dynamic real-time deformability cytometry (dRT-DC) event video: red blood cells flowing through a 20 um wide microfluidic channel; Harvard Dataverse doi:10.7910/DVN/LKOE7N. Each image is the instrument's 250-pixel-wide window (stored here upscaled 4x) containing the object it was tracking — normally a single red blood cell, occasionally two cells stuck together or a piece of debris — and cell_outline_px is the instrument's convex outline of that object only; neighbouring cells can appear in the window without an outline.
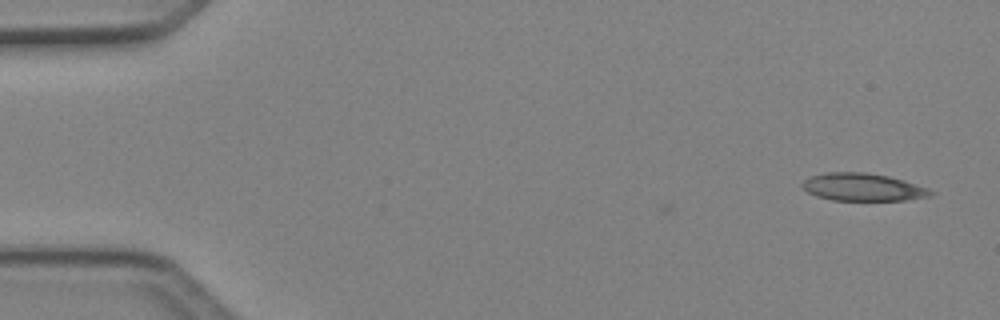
{"species": "Egyptian fruit bat (a non-hibernating species)", "species_latin": "Rousettus aegyptiacus", "temperature_condition": "cold", "stored_images_in_passage": 46, "camera_frame_rate_fps": 3000, "um_per_image_px": 0.085, "animal": {"sex": "female"}, "frame": {"image": 1, "passage_image": 1, "time_ms": 0.0, "image_size_px": [1000, 320], "cell_outline_px": [[936, 192], [932, 196], [904, 200], [832, 200], [816, 196], [808, 192], [800, 184], [804, 180], [812, 176], [828, 172], [864, 172], [888, 176], [904, 180], [928, 188]], "centroid_in_image_um": [73.37, 15.91], "position_along_channel_um": 11.6, "area_um2": 20.63}}
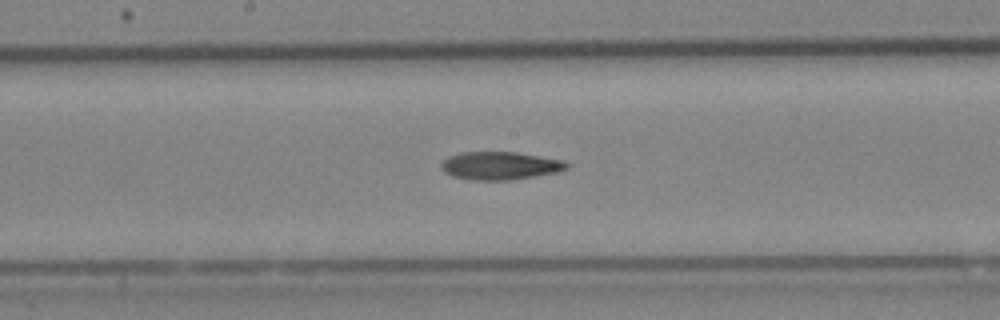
{"frame": {"image": 2, "passage_image": 24, "time_ms": 7.667, "image_size_px": [1000, 320], "cell_outline_px": [[572, 164], [568, 168], [556, 172], [508, 180], [472, 180], [452, 176], [444, 172], [440, 168], [440, 164], [448, 156], [460, 152], [516, 152], [560, 160]], "centroid_in_image_um": [42.45, 14.08], "position_along_channel_um": 205.7, "area_um2": 20.35}}
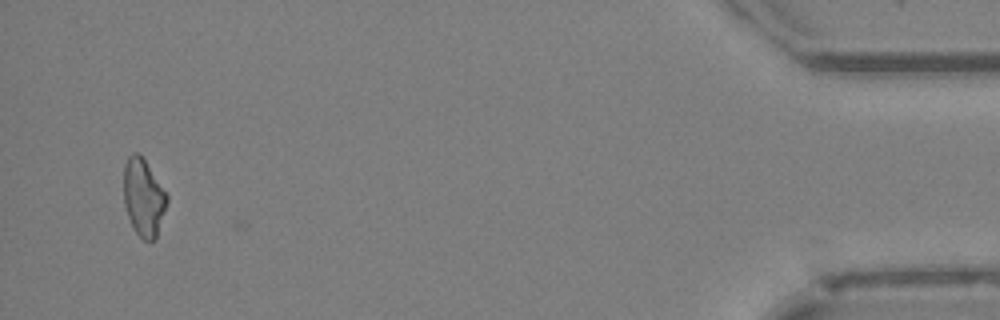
{"frame": {"image": 3, "passage_image": 45, "time_ms": 14.667, "image_size_px": [1000, 320], "cell_outline_px": [[168, 200], [156, 240], [144, 240], [136, 232], [128, 216], [124, 204], [124, 164], [128, 156], [132, 152], [136, 152], [144, 160], [168, 192]], "centroid_in_image_um": [12.22, 16.78], "position_along_channel_um": 423.0, "area_um2": 19.54}, "authors_computed_cell_mechanics": {"area_um2": 20.519, "velocity_mm_per_s": 4.2397, "shape_relaxation_time_tau1_ms": null, "shape_relaxation_time_tau2_ms": 10.0502, "deformation_change_tau1": null, "deformation_change_tau2": 0.249}}